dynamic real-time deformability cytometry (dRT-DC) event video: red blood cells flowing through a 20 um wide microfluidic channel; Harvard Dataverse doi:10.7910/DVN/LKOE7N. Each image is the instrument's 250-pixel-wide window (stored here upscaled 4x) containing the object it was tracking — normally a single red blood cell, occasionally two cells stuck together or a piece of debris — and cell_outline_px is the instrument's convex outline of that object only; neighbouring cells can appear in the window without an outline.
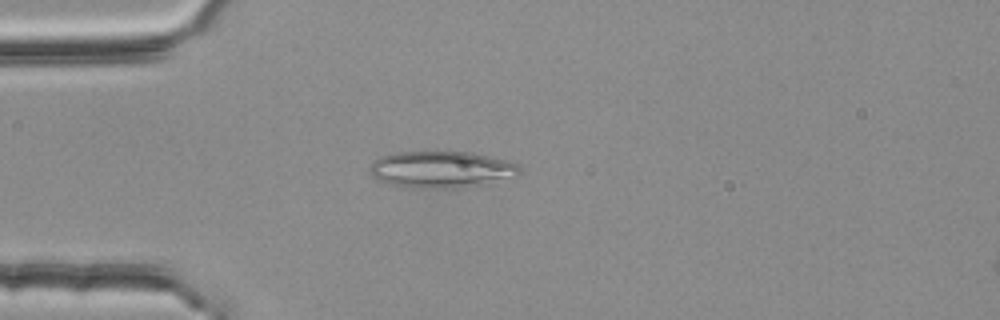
{"species": "common noctule bat (a hibernating species)", "species_latin": "Nyctalus noctula", "temperature_condition": "room temperature", "stored_images_in_passage": 47, "camera_frame_rate_fps": 3000, "um_per_image_px": 0.085, "animal": {"sex": "female", "body_mass_g": 25.1}, "frame": {"image": 1, "passage_image": 8, "time_ms": 2.333, "image_size_px": [1000, 320], "cell_outline_px": [[520, 172], [516, 176], [456, 188], [420, 188], [392, 184], [380, 180], [372, 176], [368, 168], [380, 156], [400, 152], [472, 152], [504, 160], [516, 164], [520, 168]], "centroid_in_image_um": [37.47, 14.39], "position_along_channel_um": 47.5, "area_um2": 31.21}}
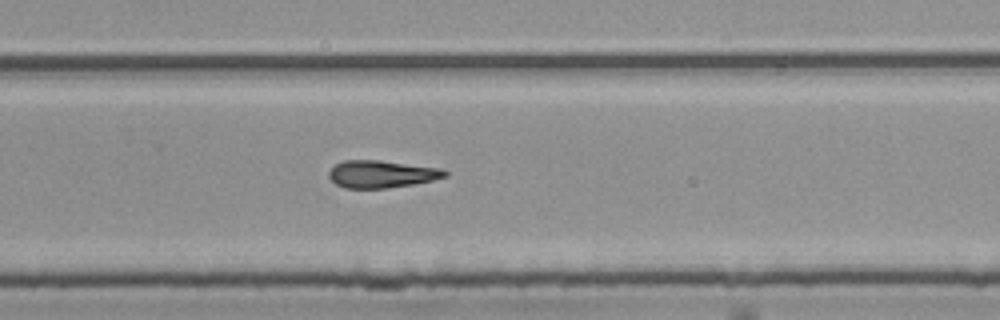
{"frame": {"image": 2, "passage_image": 29, "time_ms": 9.333, "image_size_px": [1000, 320], "cell_outline_px": [[448, 176], [432, 180], [412, 184], [388, 188], [344, 188], [336, 184], [328, 176], [328, 172], [336, 164], [344, 160], [380, 160], [440, 168], [448, 172]], "centroid_in_image_um": [32.42, 14.79], "position_along_channel_um": 297.4, "area_um2": 18.44}}
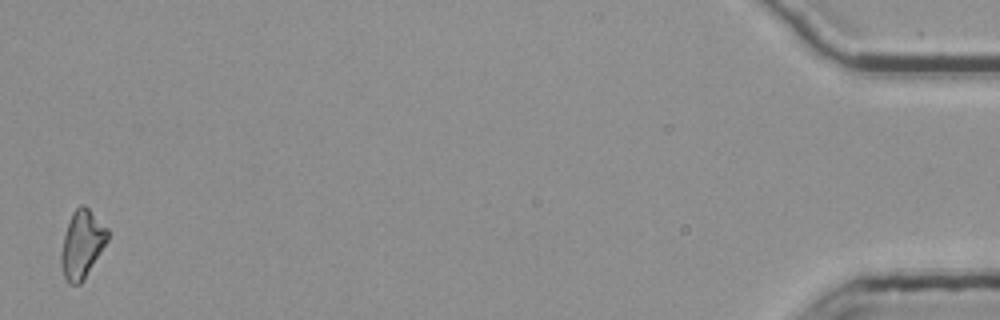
{"frame": {"image": 3, "passage_image": 47, "time_ms": 15.333, "image_size_px": [1000, 320], "cell_outline_px": [[108, 240], [84, 280], [80, 284], [68, 284], [64, 276], [60, 264], [60, 252], [64, 236], [72, 212], [80, 204], [84, 204], [108, 228]], "centroid_in_image_um": [6.96, 20.77], "position_along_channel_um": 428.2, "area_um2": 18.38}}